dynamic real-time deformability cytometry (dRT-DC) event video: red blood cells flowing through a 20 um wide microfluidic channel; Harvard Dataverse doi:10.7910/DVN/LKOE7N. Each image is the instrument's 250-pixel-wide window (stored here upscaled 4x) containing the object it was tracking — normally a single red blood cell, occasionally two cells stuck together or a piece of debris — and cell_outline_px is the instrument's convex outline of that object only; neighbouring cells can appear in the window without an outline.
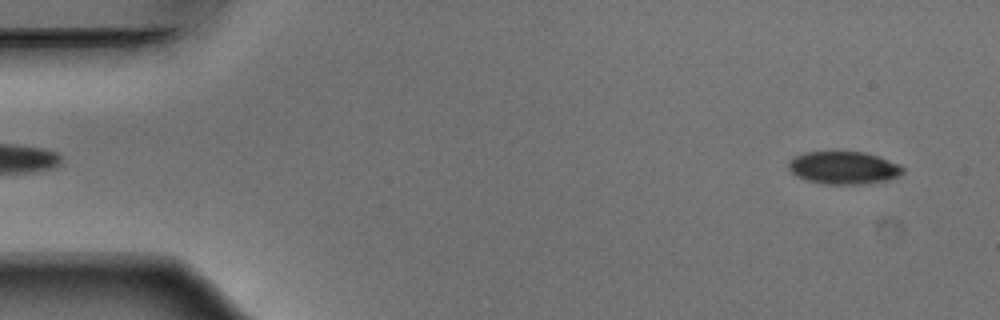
{"species": "Egyptian fruit bat (a non-hibernating species)", "species_latin": "Rousettus aegyptiacus", "temperature_condition": "warm", "stored_images_in_passage": 52, "camera_frame_rate_fps": 3000, "um_per_image_px": 0.085, "animal": {"sex": "male"}, "frame": {"image": 1, "passage_image": 3, "time_ms": 0.667, "image_size_px": [1000, 320], "cell_outline_px": [[904, 172], [888, 180], [860, 184], [820, 184], [796, 176], [788, 168], [788, 160], [804, 152], [864, 152], [876, 156], [896, 164], [904, 168]], "centroid_in_image_um": [71.65, 14.27], "position_along_channel_um": 13.4, "area_um2": 21.5}}
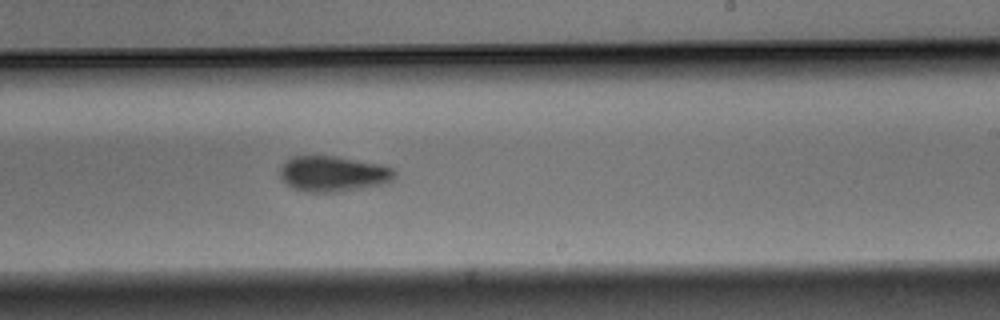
{"frame": {"image": 2, "passage_image": 31, "time_ms": 10.0, "image_size_px": [1000, 320], "cell_outline_px": [[396, 172], [388, 180], [380, 184], [340, 192], [304, 192], [292, 188], [280, 176], [280, 168], [292, 156], [336, 156], [380, 164], [392, 168]], "centroid_in_image_um": [28.27, 14.77], "position_along_channel_um": 260.7, "area_um2": 23.41}}
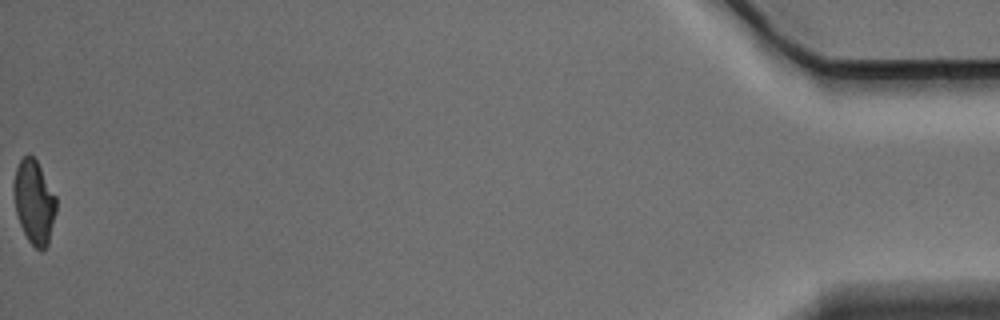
{"frame": {"image": 3, "passage_image": 52, "time_ms": 17.0, "image_size_px": [1000, 320], "cell_outline_px": [[56, 212], [48, 244], [44, 252], [40, 252], [28, 240], [20, 224], [16, 212], [12, 188], [12, 184], [16, 168], [20, 160], [28, 152], [36, 160], [56, 196]], "centroid_in_image_um": [2.89, 17.18], "position_along_channel_um": 432.3, "area_um2": 20.87}, "authors_computed_cell_mechanics": {"area_um2": 22.9755, "velocity_mm_per_s": 3.8794, "shape_relaxation_time_tau1_ms": 2.5894, "shape_relaxation_time_tau2_ms": 9.3387, "deformation_change_tau1": 0.1229, "deformation_change_tau2": 0.1505}}